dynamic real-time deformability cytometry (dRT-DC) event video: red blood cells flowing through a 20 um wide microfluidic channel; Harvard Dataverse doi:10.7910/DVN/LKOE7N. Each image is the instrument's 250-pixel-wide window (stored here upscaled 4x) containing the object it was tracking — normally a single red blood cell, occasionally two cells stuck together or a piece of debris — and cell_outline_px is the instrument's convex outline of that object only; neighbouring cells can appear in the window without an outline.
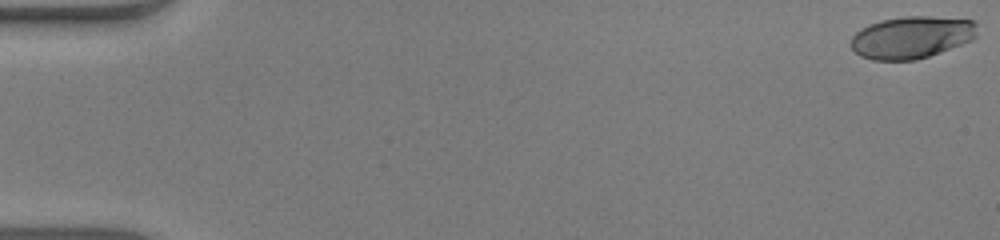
{"species": "human", "species_latin": "Homo sapiens", "temperature_condition": "warm", "stored_images_in_passage": 53, "camera_frame_rate_fps": 3000, "um_per_image_px": 0.085, "donor": {"sex": "male"}, "frame": {"image": 1, "passage_image": 1, "time_ms": 0.0, "image_size_px": [1000, 240], "cell_outline_px": [[976, 36], [972, 40], [940, 52], [916, 60], [872, 60], [860, 56], [852, 48], [852, 36], [860, 28], [868, 24], [880, 20], [904, 16], [932, 16], [972, 20], [976, 24]], "centroid_in_image_um": [77.47, 3.16], "position_along_channel_um": 7.5, "area_um2": 31.1}}
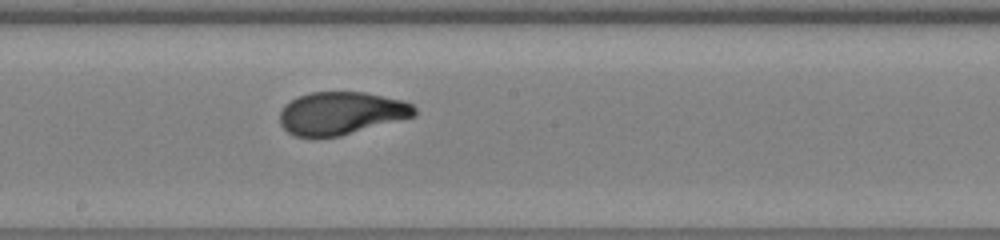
{"frame": {"image": 2, "passage_image": 30, "time_ms": 9.667, "image_size_px": [1000, 240], "cell_outline_px": [[416, 116], [340, 136], [296, 136], [288, 132], [280, 124], [280, 112], [284, 104], [296, 96], [312, 92], [364, 92], [404, 100], [412, 104], [416, 108]], "centroid_in_image_um": [29.01, 9.61], "position_along_channel_um": 219.2, "area_um2": 33.64}}
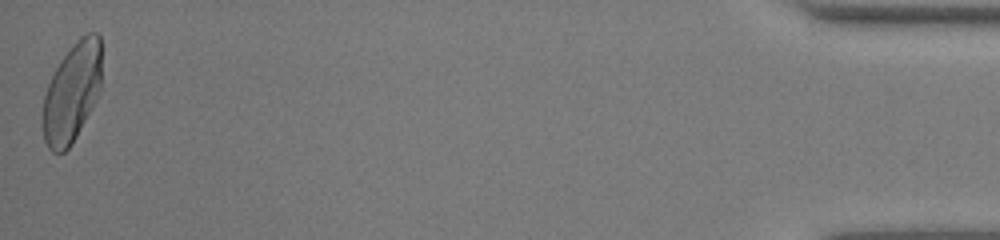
{"frame": {"image": 3, "passage_image": 53, "time_ms": 17.333, "image_size_px": [1000, 240], "cell_outline_px": [[100, 88], [96, 100], [92, 108], [72, 144], [64, 152], [52, 152], [48, 148], [44, 140], [40, 124], [40, 120], [44, 96], [48, 84], [60, 60], [68, 48], [80, 36], [88, 32], [96, 32], [100, 36]], "centroid_in_image_um": [6.08, 7.89], "position_along_channel_um": 429.1, "area_um2": 34.45}, "authors_computed_cell_mechanics": {"area_um2": 32.946, "velocity_mm_per_s": 3.9574, "shape_relaxation_time_tau1_ms": 4.2097, "shape_relaxation_time_tau2_ms": null, "deformation_change_tau1": 0.2291, "deformation_change_tau2": null}}